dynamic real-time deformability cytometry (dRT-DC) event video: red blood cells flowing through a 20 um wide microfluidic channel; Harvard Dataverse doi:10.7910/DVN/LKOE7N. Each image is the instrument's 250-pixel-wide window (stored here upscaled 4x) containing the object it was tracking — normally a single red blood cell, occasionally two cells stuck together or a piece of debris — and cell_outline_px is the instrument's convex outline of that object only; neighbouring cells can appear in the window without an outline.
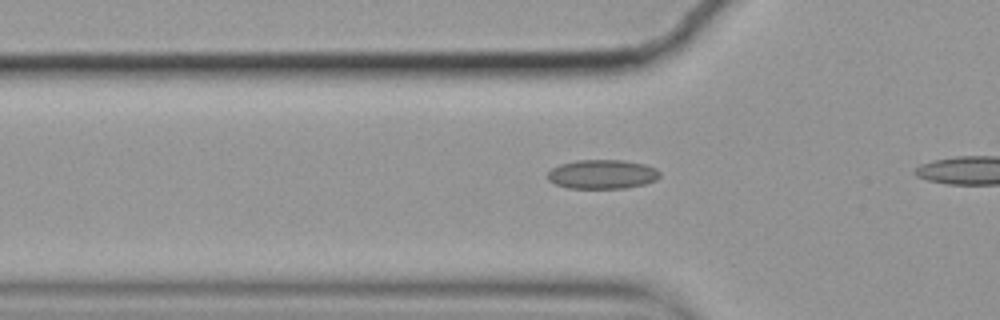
{"species": "common noctule bat (a hibernating species)", "species_latin": "Nyctalus noctula", "temperature_condition": "cold", "stored_images_in_passage": 12, "camera_frame_rate_fps": 3000, "um_per_image_px": 0.085, "animal": {"sex": "female", "body_mass_g": 19.9}, "frame": {"image": 1, "passage_image": 9, "time_ms": 2.667, "image_size_px": [1000, 320], "cell_outline_px": [[660, 176], [656, 180], [644, 184], [624, 188], [568, 188], [556, 184], [548, 180], [548, 172], [552, 168], [560, 164], [576, 160], [624, 160], [644, 164], [656, 168], [660, 172]], "centroid_in_image_um": [51.2, 14.8], "position_along_channel_um": 74.6, "area_um2": 19.07}}